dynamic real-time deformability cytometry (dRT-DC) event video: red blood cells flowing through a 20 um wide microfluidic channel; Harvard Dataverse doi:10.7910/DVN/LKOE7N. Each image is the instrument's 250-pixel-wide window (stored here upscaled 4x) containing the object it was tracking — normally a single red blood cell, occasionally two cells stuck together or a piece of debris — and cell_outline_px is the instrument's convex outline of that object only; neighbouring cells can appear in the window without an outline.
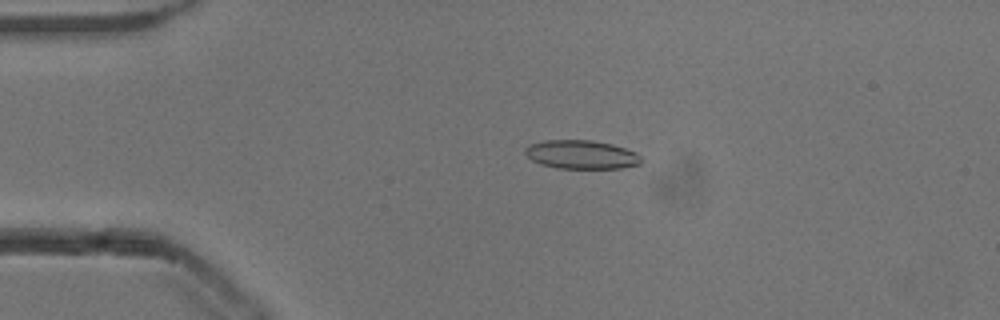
{"species": "common noctule bat (a hibernating species)", "species_latin": "Nyctalus noctula", "temperature_condition": "cold", "stored_images_in_passage": 38, "camera_frame_rate_fps": 3000, "um_per_image_px": 0.085, "animal": {"sex": "male", "body_mass_g": 13.3}, "frame": {"image": 1, "passage_image": 6, "time_ms": 1.667, "image_size_px": [1000, 320], "cell_outline_px": [[640, 164], [620, 168], [556, 168], [532, 160], [524, 152], [524, 148], [532, 144], [544, 140], [592, 140], [612, 144], [636, 152], [640, 156]], "centroid_in_image_um": [49.42, 13.13], "position_along_channel_um": 35.6, "area_um2": 19.19}}
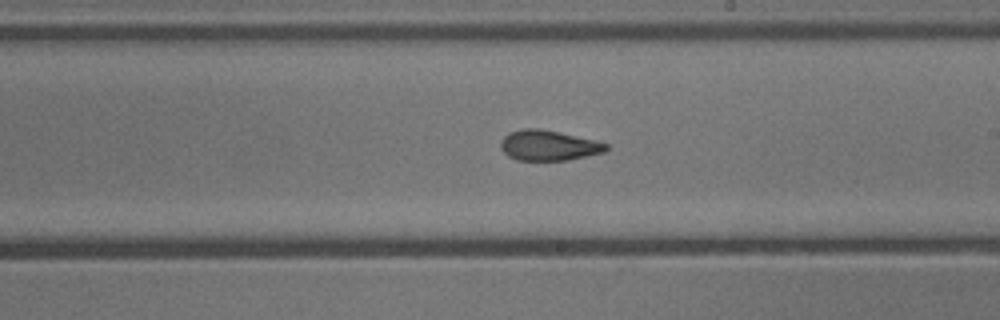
{"frame": {"image": 2, "passage_image": 25, "time_ms": 8.0, "image_size_px": [1000, 320], "cell_outline_px": [[608, 148], [604, 152], [568, 160], [516, 160], [508, 156], [500, 148], [500, 140], [508, 132], [524, 128], [540, 128], [560, 132], [596, 140], [608, 144]], "centroid_in_image_um": [46.6, 12.35], "position_along_channel_um": 242.4, "area_um2": 18.79}}
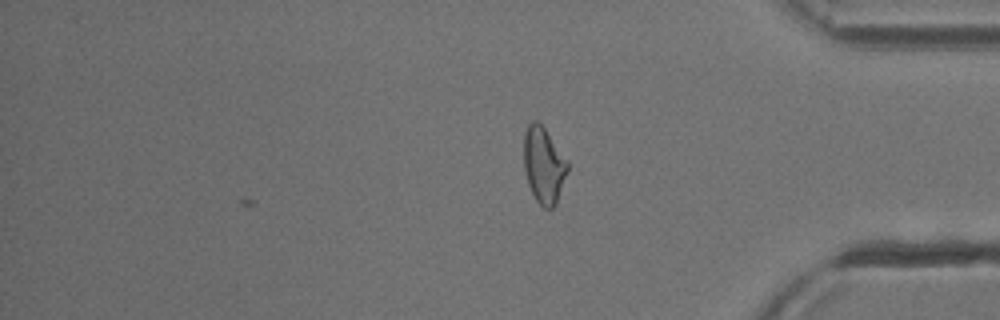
{"frame": {"image": 3, "passage_image": 38, "time_ms": 12.333, "image_size_px": [1000, 320], "cell_outline_px": [[568, 172], [556, 204], [552, 208], [544, 208], [536, 200], [528, 184], [524, 168], [524, 132], [528, 124], [532, 120], [536, 120], [544, 128], [568, 164]], "centroid_in_image_um": [46.2, 14.06], "position_along_channel_um": 389.0, "area_um2": 19.07}, "authors_computed_cell_mechanics": {"area_um2": 19.0162, "velocity_mm_per_s": 3.8659, "shape_relaxation_time_tau1_ms": 4.7571, "shape_relaxation_time_tau2_ms": 1.7536, "deformation_change_tau1": 0.1599, "deformation_change_tau2": 0.0958}}